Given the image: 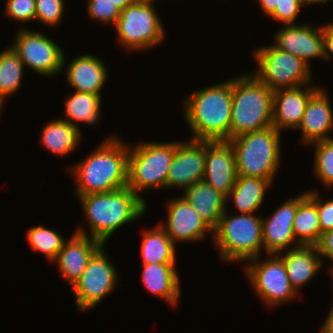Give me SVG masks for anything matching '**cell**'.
<instances>
[{
	"label": "cell",
	"mask_w": 333,
	"mask_h": 333,
	"mask_svg": "<svg viewBox=\"0 0 333 333\" xmlns=\"http://www.w3.org/2000/svg\"><path fill=\"white\" fill-rule=\"evenodd\" d=\"M129 145L118 136L107 137L84 160L69 169L76 197L108 193L128 185Z\"/></svg>",
	"instance_id": "6da1fadb"
},
{
	"label": "cell",
	"mask_w": 333,
	"mask_h": 333,
	"mask_svg": "<svg viewBox=\"0 0 333 333\" xmlns=\"http://www.w3.org/2000/svg\"><path fill=\"white\" fill-rule=\"evenodd\" d=\"M189 97V98H188ZM184 120L193 140L228 141L232 112V79L196 90L184 101Z\"/></svg>",
	"instance_id": "7a4b0ae2"
},
{
	"label": "cell",
	"mask_w": 333,
	"mask_h": 333,
	"mask_svg": "<svg viewBox=\"0 0 333 333\" xmlns=\"http://www.w3.org/2000/svg\"><path fill=\"white\" fill-rule=\"evenodd\" d=\"M82 204L92 238L105 245L112 234L126 223L146 213L147 204L130 188L77 197Z\"/></svg>",
	"instance_id": "3957f363"
},
{
	"label": "cell",
	"mask_w": 333,
	"mask_h": 333,
	"mask_svg": "<svg viewBox=\"0 0 333 333\" xmlns=\"http://www.w3.org/2000/svg\"><path fill=\"white\" fill-rule=\"evenodd\" d=\"M273 94L253 74L232 78L230 139L272 126Z\"/></svg>",
	"instance_id": "277c9868"
},
{
	"label": "cell",
	"mask_w": 333,
	"mask_h": 333,
	"mask_svg": "<svg viewBox=\"0 0 333 333\" xmlns=\"http://www.w3.org/2000/svg\"><path fill=\"white\" fill-rule=\"evenodd\" d=\"M281 133L274 127L229 139L238 176L269 179L272 183L281 164Z\"/></svg>",
	"instance_id": "5b68a950"
},
{
	"label": "cell",
	"mask_w": 333,
	"mask_h": 333,
	"mask_svg": "<svg viewBox=\"0 0 333 333\" xmlns=\"http://www.w3.org/2000/svg\"><path fill=\"white\" fill-rule=\"evenodd\" d=\"M227 212L221 216L212 236L221 259L246 263L259 257L263 248L262 216L255 213L231 216Z\"/></svg>",
	"instance_id": "8992f818"
},
{
	"label": "cell",
	"mask_w": 333,
	"mask_h": 333,
	"mask_svg": "<svg viewBox=\"0 0 333 333\" xmlns=\"http://www.w3.org/2000/svg\"><path fill=\"white\" fill-rule=\"evenodd\" d=\"M176 151L175 142H141L128 154V185L145 203L138 192L156 188L167 189V175Z\"/></svg>",
	"instance_id": "52a82bcc"
},
{
	"label": "cell",
	"mask_w": 333,
	"mask_h": 333,
	"mask_svg": "<svg viewBox=\"0 0 333 333\" xmlns=\"http://www.w3.org/2000/svg\"><path fill=\"white\" fill-rule=\"evenodd\" d=\"M152 1L134 0L120 12L115 24L117 40L129 50H146L161 43L165 30Z\"/></svg>",
	"instance_id": "ba28073f"
},
{
	"label": "cell",
	"mask_w": 333,
	"mask_h": 333,
	"mask_svg": "<svg viewBox=\"0 0 333 333\" xmlns=\"http://www.w3.org/2000/svg\"><path fill=\"white\" fill-rule=\"evenodd\" d=\"M253 54L258 69L252 74L272 91L312 84L311 67L299 57L273 44L261 46Z\"/></svg>",
	"instance_id": "9c48e42d"
},
{
	"label": "cell",
	"mask_w": 333,
	"mask_h": 333,
	"mask_svg": "<svg viewBox=\"0 0 333 333\" xmlns=\"http://www.w3.org/2000/svg\"><path fill=\"white\" fill-rule=\"evenodd\" d=\"M265 260L260 256L246 262L245 272L255 294L269 307L293 300L298 293L291 286L284 261L278 254H268ZM259 260V261H258Z\"/></svg>",
	"instance_id": "30bf717a"
},
{
	"label": "cell",
	"mask_w": 333,
	"mask_h": 333,
	"mask_svg": "<svg viewBox=\"0 0 333 333\" xmlns=\"http://www.w3.org/2000/svg\"><path fill=\"white\" fill-rule=\"evenodd\" d=\"M16 32L11 47L25 67L47 77L56 76L65 67V53L52 39L27 28Z\"/></svg>",
	"instance_id": "8fae6325"
},
{
	"label": "cell",
	"mask_w": 333,
	"mask_h": 333,
	"mask_svg": "<svg viewBox=\"0 0 333 333\" xmlns=\"http://www.w3.org/2000/svg\"><path fill=\"white\" fill-rule=\"evenodd\" d=\"M103 245L89 260L81 277L71 287L75 305L80 311H87L116 288L118 272L110 262Z\"/></svg>",
	"instance_id": "7c38bea8"
},
{
	"label": "cell",
	"mask_w": 333,
	"mask_h": 333,
	"mask_svg": "<svg viewBox=\"0 0 333 333\" xmlns=\"http://www.w3.org/2000/svg\"><path fill=\"white\" fill-rule=\"evenodd\" d=\"M206 141H177L176 151L167 175L168 188H182L203 181L205 174Z\"/></svg>",
	"instance_id": "4fadbf2b"
},
{
	"label": "cell",
	"mask_w": 333,
	"mask_h": 333,
	"mask_svg": "<svg viewBox=\"0 0 333 333\" xmlns=\"http://www.w3.org/2000/svg\"><path fill=\"white\" fill-rule=\"evenodd\" d=\"M167 221L160 223L168 237L176 245L178 242L201 241L213 230L202 220L193 206L184 198L178 197L167 202Z\"/></svg>",
	"instance_id": "5bb4252c"
},
{
	"label": "cell",
	"mask_w": 333,
	"mask_h": 333,
	"mask_svg": "<svg viewBox=\"0 0 333 333\" xmlns=\"http://www.w3.org/2000/svg\"><path fill=\"white\" fill-rule=\"evenodd\" d=\"M99 240L88 236L83 227L76 229L70 239L65 240L54 262L58 263L60 275L72 287L81 277L91 257L103 246Z\"/></svg>",
	"instance_id": "9a60e30c"
},
{
	"label": "cell",
	"mask_w": 333,
	"mask_h": 333,
	"mask_svg": "<svg viewBox=\"0 0 333 333\" xmlns=\"http://www.w3.org/2000/svg\"><path fill=\"white\" fill-rule=\"evenodd\" d=\"M275 35L274 46L299 57L308 65L313 58L324 59L322 25H285Z\"/></svg>",
	"instance_id": "2e32d148"
},
{
	"label": "cell",
	"mask_w": 333,
	"mask_h": 333,
	"mask_svg": "<svg viewBox=\"0 0 333 333\" xmlns=\"http://www.w3.org/2000/svg\"><path fill=\"white\" fill-rule=\"evenodd\" d=\"M237 177L232 145L228 141H206L203 181L227 197L234 187Z\"/></svg>",
	"instance_id": "e0dca14e"
},
{
	"label": "cell",
	"mask_w": 333,
	"mask_h": 333,
	"mask_svg": "<svg viewBox=\"0 0 333 333\" xmlns=\"http://www.w3.org/2000/svg\"><path fill=\"white\" fill-rule=\"evenodd\" d=\"M297 212V197L283 202L270 217H262L263 250L268 254H279L290 248L301 246L293 233V221ZM266 218V219H265Z\"/></svg>",
	"instance_id": "ac0fdd59"
},
{
	"label": "cell",
	"mask_w": 333,
	"mask_h": 333,
	"mask_svg": "<svg viewBox=\"0 0 333 333\" xmlns=\"http://www.w3.org/2000/svg\"><path fill=\"white\" fill-rule=\"evenodd\" d=\"M319 88L306 84L294 88L275 90L273 94L272 127L280 133L283 129L297 130L310 97Z\"/></svg>",
	"instance_id": "d6986e66"
},
{
	"label": "cell",
	"mask_w": 333,
	"mask_h": 333,
	"mask_svg": "<svg viewBox=\"0 0 333 333\" xmlns=\"http://www.w3.org/2000/svg\"><path fill=\"white\" fill-rule=\"evenodd\" d=\"M328 93L320 87L309 99L298 129L302 131V141L312 143L331 139L328 132L333 130V110Z\"/></svg>",
	"instance_id": "ffe728a7"
},
{
	"label": "cell",
	"mask_w": 333,
	"mask_h": 333,
	"mask_svg": "<svg viewBox=\"0 0 333 333\" xmlns=\"http://www.w3.org/2000/svg\"><path fill=\"white\" fill-rule=\"evenodd\" d=\"M66 69L67 82L75 91L102 95L108 73L99 57L80 55L71 60Z\"/></svg>",
	"instance_id": "44dd1931"
},
{
	"label": "cell",
	"mask_w": 333,
	"mask_h": 333,
	"mask_svg": "<svg viewBox=\"0 0 333 333\" xmlns=\"http://www.w3.org/2000/svg\"><path fill=\"white\" fill-rule=\"evenodd\" d=\"M279 253V257L284 261L287 275L291 286L299 294L300 287H303L319 273L323 260L316 249V246H299L291 248L285 254Z\"/></svg>",
	"instance_id": "7402d4cb"
},
{
	"label": "cell",
	"mask_w": 333,
	"mask_h": 333,
	"mask_svg": "<svg viewBox=\"0 0 333 333\" xmlns=\"http://www.w3.org/2000/svg\"><path fill=\"white\" fill-rule=\"evenodd\" d=\"M142 268L141 279L146 289L171 306L177 305L181 286L176 263L143 264Z\"/></svg>",
	"instance_id": "603a6c76"
},
{
	"label": "cell",
	"mask_w": 333,
	"mask_h": 333,
	"mask_svg": "<svg viewBox=\"0 0 333 333\" xmlns=\"http://www.w3.org/2000/svg\"><path fill=\"white\" fill-rule=\"evenodd\" d=\"M184 197L202 220L214 231L226 211V197L205 181H199L183 191Z\"/></svg>",
	"instance_id": "cb8c5ba5"
},
{
	"label": "cell",
	"mask_w": 333,
	"mask_h": 333,
	"mask_svg": "<svg viewBox=\"0 0 333 333\" xmlns=\"http://www.w3.org/2000/svg\"><path fill=\"white\" fill-rule=\"evenodd\" d=\"M271 184L269 179L238 176L226 202L233 200L236 210L242 214L255 213L263 204L264 195Z\"/></svg>",
	"instance_id": "d4e9b609"
},
{
	"label": "cell",
	"mask_w": 333,
	"mask_h": 333,
	"mask_svg": "<svg viewBox=\"0 0 333 333\" xmlns=\"http://www.w3.org/2000/svg\"><path fill=\"white\" fill-rule=\"evenodd\" d=\"M40 143L57 156L72 153L81 141L80 127L73 126L63 119L50 120L43 126Z\"/></svg>",
	"instance_id": "484cf974"
},
{
	"label": "cell",
	"mask_w": 333,
	"mask_h": 333,
	"mask_svg": "<svg viewBox=\"0 0 333 333\" xmlns=\"http://www.w3.org/2000/svg\"><path fill=\"white\" fill-rule=\"evenodd\" d=\"M293 233L296 241L303 246H315L321 237L317 206L307 196V191L297 196Z\"/></svg>",
	"instance_id": "4316f807"
},
{
	"label": "cell",
	"mask_w": 333,
	"mask_h": 333,
	"mask_svg": "<svg viewBox=\"0 0 333 333\" xmlns=\"http://www.w3.org/2000/svg\"><path fill=\"white\" fill-rule=\"evenodd\" d=\"M101 98L100 95L74 91L72 95L69 94L65 98V117L60 119L76 127H79V122L90 126L95 125L102 116Z\"/></svg>",
	"instance_id": "83f0119b"
},
{
	"label": "cell",
	"mask_w": 333,
	"mask_h": 333,
	"mask_svg": "<svg viewBox=\"0 0 333 333\" xmlns=\"http://www.w3.org/2000/svg\"><path fill=\"white\" fill-rule=\"evenodd\" d=\"M146 230L141 244L143 264L177 263L175 244L161 224Z\"/></svg>",
	"instance_id": "f1b7e54d"
},
{
	"label": "cell",
	"mask_w": 333,
	"mask_h": 333,
	"mask_svg": "<svg viewBox=\"0 0 333 333\" xmlns=\"http://www.w3.org/2000/svg\"><path fill=\"white\" fill-rule=\"evenodd\" d=\"M24 68L23 62L11 46L0 52V100L3 103L7 96L20 89Z\"/></svg>",
	"instance_id": "f546056e"
},
{
	"label": "cell",
	"mask_w": 333,
	"mask_h": 333,
	"mask_svg": "<svg viewBox=\"0 0 333 333\" xmlns=\"http://www.w3.org/2000/svg\"><path fill=\"white\" fill-rule=\"evenodd\" d=\"M26 236L32 251L42 252L51 262L56 259L66 240L57 231L44 228L41 225L29 228Z\"/></svg>",
	"instance_id": "4dcf8cb0"
},
{
	"label": "cell",
	"mask_w": 333,
	"mask_h": 333,
	"mask_svg": "<svg viewBox=\"0 0 333 333\" xmlns=\"http://www.w3.org/2000/svg\"><path fill=\"white\" fill-rule=\"evenodd\" d=\"M312 145H315L314 175L328 189L333 186V138Z\"/></svg>",
	"instance_id": "1f68e13d"
},
{
	"label": "cell",
	"mask_w": 333,
	"mask_h": 333,
	"mask_svg": "<svg viewBox=\"0 0 333 333\" xmlns=\"http://www.w3.org/2000/svg\"><path fill=\"white\" fill-rule=\"evenodd\" d=\"M64 3V0H35V19L45 26L57 25L64 14Z\"/></svg>",
	"instance_id": "d6a6232c"
},
{
	"label": "cell",
	"mask_w": 333,
	"mask_h": 333,
	"mask_svg": "<svg viewBox=\"0 0 333 333\" xmlns=\"http://www.w3.org/2000/svg\"><path fill=\"white\" fill-rule=\"evenodd\" d=\"M87 13L89 18L101 23H117L120 16V10L109 0H87Z\"/></svg>",
	"instance_id": "836d02e7"
},
{
	"label": "cell",
	"mask_w": 333,
	"mask_h": 333,
	"mask_svg": "<svg viewBox=\"0 0 333 333\" xmlns=\"http://www.w3.org/2000/svg\"><path fill=\"white\" fill-rule=\"evenodd\" d=\"M4 14L17 22L35 20V0H7Z\"/></svg>",
	"instance_id": "e575fe53"
},
{
	"label": "cell",
	"mask_w": 333,
	"mask_h": 333,
	"mask_svg": "<svg viewBox=\"0 0 333 333\" xmlns=\"http://www.w3.org/2000/svg\"><path fill=\"white\" fill-rule=\"evenodd\" d=\"M305 5L303 0H278L274 11L268 16L284 25H295L301 8Z\"/></svg>",
	"instance_id": "d590c367"
},
{
	"label": "cell",
	"mask_w": 333,
	"mask_h": 333,
	"mask_svg": "<svg viewBox=\"0 0 333 333\" xmlns=\"http://www.w3.org/2000/svg\"><path fill=\"white\" fill-rule=\"evenodd\" d=\"M307 196L316 204L321 234L333 229V198L323 202L317 190L307 191Z\"/></svg>",
	"instance_id": "8d00e7d4"
},
{
	"label": "cell",
	"mask_w": 333,
	"mask_h": 333,
	"mask_svg": "<svg viewBox=\"0 0 333 333\" xmlns=\"http://www.w3.org/2000/svg\"><path fill=\"white\" fill-rule=\"evenodd\" d=\"M315 246L321 257V260L326 257V259L328 258L332 260L333 263V229L322 233L318 243ZM330 266L329 270H332L333 264Z\"/></svg>",
	"instance_id": "74e56055"
},
{
	"label": "cell",
	"mask_w": 333,
	"mask_h": 333,
	"mask_svg": "<svg viewBox=\"0 0 333 333\" xmlns=\"http://www.w3.org/2000/svg\"><path fill=\"white\" fill-rule=\"evenodd\" d=\"M322 34L324 37V60H330L333 57V22L322 25Z\"/></svg>",
	"instance_id": "f35d334b"
},
{
	"label": "cell",
	"mask_w": 333,
	"mask_h": 333,
	"mask_svg": "<svg viewBox=\"0 0 333 333\" xmlns=\"http://www.w3.org/2000/svg\"><path fill=\"white\" fill-rule=\"evenodd\" d=\"M258 4L261 6V10L266 16H269L278 5V0H258Z\"/></svg>",
	"instance_id": "ab89813d"
},
{
	"label": "cell",
	"mask_w": 333,
	"mask_h": 333,
	"mask_svg": "<svg viewBox=\"0 0 333 333\" xmlns=\"http://www.w3.org/2000/svg\"><path fill=\"white\" fill-rule=\"evenodd\" d=\"M320 333H333V308H330Z\"/></svg>",
	"instance_id": "60d3db41"
},
{
	"label": "cell",
	"mask_w": 333,
	"mask_h": 333,
	"mask_svg": "<svg viewBox=\"0 0 333 333\" xmlns=\"http://www.w3.org/2000/svg\"><path fill=\"white\" fill-rule=\"evenodd\" d=\"M113 5H115L120 11L125 9L134 0H109Z\"/></svg>",
	"instance_id": "b9f144b4"
},
{
	"label": "cell",
	"mask_w": 333,
	"mask_h": 333,
	"mask_svg": "<svg viewBox=\"0 0 333 333\" xmlns=\"http://www.w3.org/2000/svg\"><path fill=\"white\" fill-rule=\"evenodd\" d=\"M304 1V3L305 4H324V3H326L327 4V2H330V1H332V0H303Z\"/></svg>",
	"instance_id": "7bdbcfd3"
},
{
	"label": "cell",
	"mask_w": 333,
	"mask_h": 333,
	"mask_svg": "<svg viewBox=\"0 0 333 333\" xmlns=\"http://www.w3.org/2000/svg\"><path fill=\"white\" fill-rule=\"evenodd\" d=\"M329 273H330V276L332 275V277H333V269L329 270ZM332 280H333V278H332ZM330 308H333V304H332V306Z\"/></svg>",
	"instance_id": "ee69618b"
},
{
	"label": "cell",
	"mask_w": 333,
	"mask_h": 333,
	"mask_svg": "<svg viewBox=\"0 0 333 333\" xmlns=\"http://www.w3.org/2000/svg\"><path fill=\"white\" fill-rule=\"evenodd\" d=\"M2 105H3V102L0 100V112L2 111Z\"/></svg>",
	"instance_id": "f6af8a7d"
}]
</instances>
